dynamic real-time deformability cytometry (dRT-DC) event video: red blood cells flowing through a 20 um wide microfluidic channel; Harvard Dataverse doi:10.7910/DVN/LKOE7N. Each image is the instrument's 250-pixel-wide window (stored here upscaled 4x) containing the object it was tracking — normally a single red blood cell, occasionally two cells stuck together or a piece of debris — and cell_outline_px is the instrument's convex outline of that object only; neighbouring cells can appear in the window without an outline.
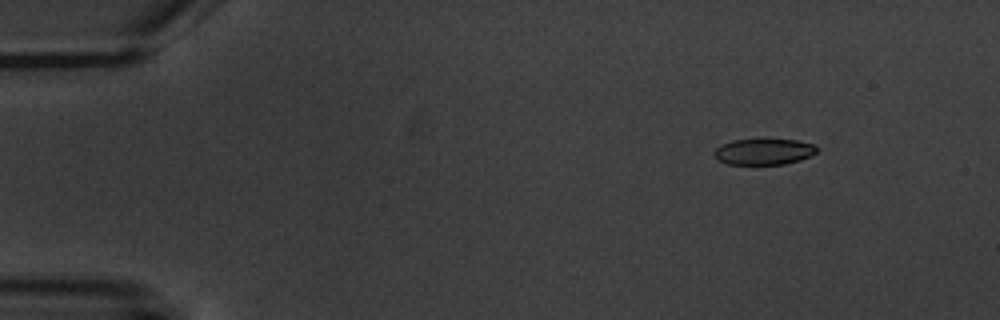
{"species": "common noctule bat (a hibernating species)", "species_latin": "Nyctalus noctula", "temperature_condition": "warm", "stored_images_in_passage": 5, "camera_frame_rate_fps": 3000, "um_per_image_px": 0.085, "animal": {"sex": "male", "body_mass_g": 20.1, "forearm_length_mm": 53.5}, "frame": {"image": 1, "passage_image": 1, "time_ms": 0.0, "image_size_px": [1000, 320], "cell_outline_px": [[820, 148], [812, 156], [800, 160], [784, 164], [728, 164], [716, 160], [712, 156], [712, 152], [720, 144], [732, 140], [756, 136], [764, 136], [796, 140], [816, 144]], "centroid_in_image_um": [64.91, 12.83], "position_along_channel_um": 20.1, "area_um2": 16.88}}
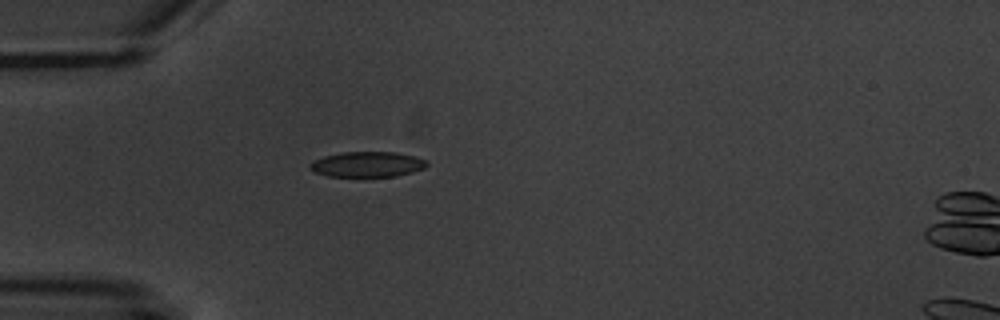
{"frame": {"image": 2, "passage_image": 4, "time_ms": 3.333, "image_size_px": [1000, 320], "cell_outline_px": [[428, 164], [424, 168], [412, 172], [396, 176], [328, 176], [316, 172], [308, 168], [308, 164], [312, 160], [324, 156], [344, 152], [396, 152], [428, 160]], "centroid_in_image_um": [31.2, 13.96], "position_along_channel_um": 53.8, "area_um2": 17.22}}